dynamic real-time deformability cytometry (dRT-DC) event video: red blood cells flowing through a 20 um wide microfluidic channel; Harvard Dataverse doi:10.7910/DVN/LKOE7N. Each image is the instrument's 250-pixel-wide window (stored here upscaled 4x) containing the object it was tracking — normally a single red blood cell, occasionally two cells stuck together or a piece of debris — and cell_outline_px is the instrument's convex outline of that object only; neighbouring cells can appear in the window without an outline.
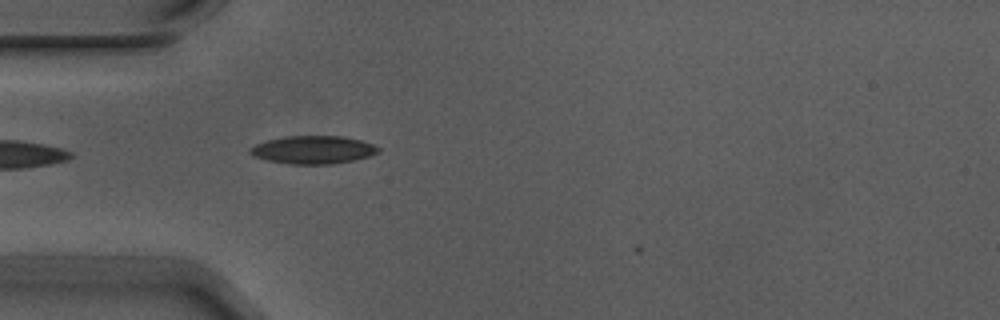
{"species": "Egyptian fruit bat (a non-hibernating species)", "species_latin": "Rousettus aegyptiacus", "temperature_condition": "warm", "stored_images_in_passage": 2, "camera_frame_rate_fps": 3000, "um_per_image_px": 0.085, "animal": {"sex": "male"}, "frame": {"image": 1, "passage_image": 1, "time_ms": 0.0, "image_size_px": [1000, 320], "cell_outline_px": [[380, 152], [368, 156], [352, 160], [332, 164], [292, 164], [268, 160], [252, 156], [248, 152], [248, 148], [256, 144], [268, 140], [288, 136], [344, 136], [360, 140], [372, 144], [380, 148]], "centroid_in_image_um": [26.6, 12.73], "position_along_channel_um": 58.4, "area_um2": 20.81}}